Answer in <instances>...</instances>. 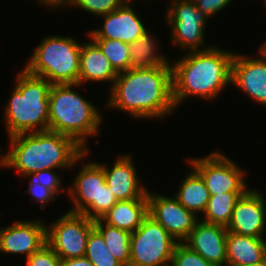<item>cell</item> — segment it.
Returning <instances> with one entry per match:
<instances>
[{
	"label": "cell",
	"mask_w": 266,
	"mask_h": 266,
	"mask_svg": "<svg viewBox=\"0 0 266 266\" xmlns=\"http://www.w3.org/2000/svg\"><path fill=\"white\" fill-rule=\"evenodd\" d=\"M107 107L125 111L135 119H162L174 113L173 66L131 68L118 73L109 87Z\"/></svg>",
	"instance_id": "obj_1"
},
{
	"label": "cell",
	"mask_w": 266,
	"mask_h": 266,
	"mask_svg": "<svg viewBox=\"0 0 266 266\" xmlns=\"http://www.w3.org/2000/svg\"><path fill=\"white\" fill-rule=\"evenodd\" d=\"M8 145L3 168L15 169L20 177L45 169H71L90 153L73 138L51 130L10 137Z\"/></svg>",
	"instance_id": "obj_2"
},
{
	"label": "cell",
	"mask_w": 266,
	"mask_h": 266,
	"mask_svg": "<svg viewBox=\"0 0 266 266\" xmlns=\"http://www.w3.org/2000/svg\"><path fill=\"white\" fill-rule=\"evenodd\" d=\"M235 52L218 45L204 51H191L171 62L173 66V100L176 108L188 97L216 100L231 85Z\"/></svg>",
	"instance_id": "obj_3"
},
{
	"label": "cell",
	"mask_w": 266,
	"mask_h": 266,
	"mask_svg": "<svg viewBox=\"0 0 266 266\" xmlns=\"http://www.w3.org/2000/svg\"><path fill=\"white\" fill-rule=\"evenodd\" d=\"M4 108L8 138L49 130V92L52 84L22 68Z\"/></svg>",
	"instance_id": "obj_4"
},
{
	"label": "cell",
	"mask_w": 266,
	"mask_h": 266,
	"mask_svg": "<svg viewBox=\"0 0 266 266\" xmlns=\"http://www.w3.org/2000/svg\"><path fill=\"white\" fill-rule=\"evenodd\" d=\"M81 86L79 83L51 86L48 106L49 130L73 138L88 150L87 139L89 136L98 135L103 115L91 101L76 92L75 88Z\"/></svg>",
	"instance_id": "obj_5"
},
{
	"label": "cell",
	"mask_w": 266,
	"mask_h": 266,
	"mask_svg": "<svg viewBox=\"0 0 266 266\" xmlns=\"http://www.w3.org/2000/svg\"><path fill=\"white\" fill-rule=\"evenodd\" d=\"M72 36H44L24 69L50 84H77L82 43Z\"/></svg>",
	"instance_id": "obj_6"
},
{
	"label": "cell",
	"mask_w": 266,
	"mask_h": 266,
	"mask_svg": "<svg viewBox=\"0 0 266 266\" xmlns=\"http://www.w3.org/2000/svg\"><path fill=\"white\" fill-rule=\"evenodd\" d=\"M67 188L72 200L70 212L83 214L92 220L100 219L117 202L114 193L106 185L103 167L99 162L85 163Z\"/></svg>",
	"instance_id": "obj_7"
},
{
	"label": "cell",
	"mask_w": 266,
	"mask_h": 266,
	"mask_svg": "<svg viewBox=\"0 0 266 266\" xmlns=\"http://www.w3.org/2000/svg\"><path fill=\"white\" fill-rule=\"evenodd\" d=\"M177 244L165 228L148 215L131 233L129 266H170Z\"/></svg>",
	"instance_id": "obj_8"
},
{
	"label": "cell",
	"mask_w": 266,
	"mask_h": 266,
	"mask_svg": "<svg viewBox=\"0 0 266 266\" xmlns=\"http://www.w3.org/2000/svg\"><path fill=\"white\" fill-rule=\"evenodd\" d=\"M165 22L170 27V42L187 52L204 51L214 45H205L207 17L191 0H171ZM205 45V46H204Z\"/></svg>",
	"instance_id": "obj_9"
},
{
	"label": "cell",
	"mask_w": 266,
	"mask_h": 266,
	"mask_svg": "<svg viewBox=\"0 0 266 266\" xmlns=\"http://www.w3.org/2000/svg\"><path fill=\"white\" fill-rule=\"evenodd\" d=\"M94 229V220L67 211L51 224L46 225V243L60 259L84 257L87 239Z\"/></svg>",
	"instance_id": "obj_10"
},
{
	"label": "cell",
	"mask_w": 266,
	"mask_h": 266,
	"mask_svg": "<svg viewBox=\"0 0 266 266\" xmlns=\"http://www.w3.org/2000/svg\"><path fill=\"white\" fill-rule=\"evenodd\" d=\"M187 160L204 180L210 196L226 192H246L249 189L244 180L246 171L219 151Z\"/></svg>",
	"instance_id": "obj_11"
},
{
	"label": "cell",
	"mask_w": 266,
	"mask_h": 266,
	"mask_svg": "<svg viewBox=\"0 0 266 266\" xmlns=\"http://www.w3.org/2000/svg\"><path fill=\"white\" fill-rule=\"evenodd\" d=\"M150 192L148 189V215L162 225L178 243H183L200 220L199 217L188 211L175 197Z\"/></svg>",
	"instance_id": "obj_12"
},
{
	"label": "cell",
	"mask_w": 266,
	"mask_h": 266,
	"mask_svg": "<svg viewBox=\"0 0 266 266\" xmlns=\"http://www.w3.org/2000/svg\"><path fill=\"white\" fill-rule=\"evenodd\" d=\"M258 57L234 54L231 85L236 86L252 101L266 106V53L260 47Z\"/></svg>",
	"instance_id": "obj_13"
},
{
	"label": "cell",
	"mask_w": 266,
	"mask_h": 266,
	"mask_svg": "<svg viewBox=\"0 0 266 266\" xmlns=\"http://www.w3.org/2000/svg\"><path fill=\"white\" fill-rule=\"evenodd\" d=\"M261 190L249 188L235 203L228 232L239 235L265 238L266 199ZM265 232V234H264Z\"/></svg>",
	"instance_id": "obj_14"
},
{
	"label": "cell",
	"mask_w": 266,
	"mask_h": 266,
	"mask_svg": "<svg viewBox=\"0 0 266 266\" xmlns=\"http://www.w3.org/2000/svg\"><path fill=\"white\" fill-rule=\"evenodd\" d=\"M135 0H127L122 6L102 17L101 28L88 31L90 39H112L126 43H133L148 30L141 21L139 15L131 3ZM131 4V5H130Z\"/></svg>",
	"instance_id": "obj_15"
},
{
	"label": "cell",
	"mask_w": 266,
	"mask_h": 266,
	"mask_svg": "<svg viewBox=\"0 0 266 266\" xmlns=\"http://www.w3.org/2000/svg\"><path fill=\"white\" fill-rule=\"evenodd\" d=\"M46 244V223L40 219L14 221L0 228V252L30 257Z\"/></svg>",
	"instance_id": "obj_16"
},
{
	"label": "cell",
	"mask_w": 266,
	"mask_h": 266,
	"mask_svg": "<svg viewBox=\"0 0 266 266\" xmlns=\"http://www.w3.org/2000/svg\"><path fill=\"white\" fill-rule=\"evenodd\" d=\"M131 154L119 155L114 165L99 163L104 170L106 185L114 193L117 201L147 198V187L139 181L138 171Z\"/></svg>",
	"instance_id": "obj_17"
},
{
	"label": "cell",
	"mask_w": 266,
	"mask_h": 266,
	"mask_svg": "<svg viewBox=\"0 0 266 266\" xmlns=\"http://www.w3.org/2000/svg\"><path fill=\"white\" fill-rule=\"evenodd\" d=\"M227 232L224 226L199 220L183 243L214 266H227Z\"/></svg>",
	"instance_id": "obj_18"
},
{
	"label": "cell",
	"mask_w": 266,
	"mask_h": 266,
	"mask_svg": "<svg viewBox=\"0 0 266 266\" xmlns=\"http://www.w3.org/2000/svg\"><path fill=\"white\" fill-rule=\"evenodd\" d=\"M118 73L112 67L108 58L99 46L91 39L82 42L80 51V71L78 83L84 85L89 82H110L112 87Z\"/></svg>",
	"instance_id": "obj_19"
},
{
	"label": "cell",
	"mask_w": 266,
	"mask_h": 266,
	"mask_svg": "<svg viewBox=\"0 0 266 266\" xmlns=\"http://www.w3.org/2000/svg\"><path fill=\"white\" fill-rule=\"evenodd\" d=\"M266 238L227 232V266L250 265L266 258Z\"/></svg>",
	"instance_id": "obj_20"
},
{
	"label": "cell",
	"mask_w": 266,
	"mask_h": 266,
	"mask_svg": "<svg viewBox=\"0 0 266 266\" xmlns=\"http://www.w3.org/2000/svg\"><path fill=\"white\" fill-rule=\"evenodd\" d=\"M148 216V199L117 201L100 219L113 227L134 232Z\"/></svg>",
	"instance_id": "obj_21"
},
{
	"label": "cell",
	"mask_w": 266,
	"mask_h": 266,
	"mask_svg": "<svg viewBox=\"0 0 266 266\" xmlns=\"http://www.w3.org/2000/svg\"><path fill=\"white\" fill-rule=\"evenodd\" d=\"M190 168L174 195L188 211L196 215L201 212L203 215L210 193L200 174L192 166Z\"/></svg>",
	"instance_id": "obj_22"
},
{
	"label": "cell",
	"mask_w": 266,
	"mask_h": 266,
	"mask_svg": "<svg viewBox=\"0 0 266 266\" xmlns=\"http://www.w3.org/2000/svg\"><path fill=\"white\" fill-rule=\"evenodd\" d=\"M151 33L148 30L136 41L129 44L131 68L164 67L171 63L165 54L159 53L158 40L154 33Z\"/></svg>",
	"instance_id": "obj_23"
},
{
	"label": "cell",
	"mask_w": 266,
	"mask_h": 266,
	"mask_svg": "<svg viewBox=\"0 0 266 266\" xmlns=\"http://www.w3.org/2000/svg\"><path fill=\"white\" fill-rule=\"evenodd\" d=\"M94 228L102 235L114 258L123 266H129L131 232L110 226L101 219L94 220Z\"/></svg>",
	"instance_id": "obj_24"
},
{
	"label": "cell",
	"mask_w": 266,
	"mask_h": 266,
	"mask_svg": "<svg viewBox=\"0 0 266 266\" xmlns=\"http://www.w3.org/2000/svg\"><path fill=\"white\" fill-rule=\"evenodd\" d=\"M244 193L245 192H226L211 195L201 220L227 227L235 203Z\"/></svg>",
	"instance_id": "obj_25"
},
{
	"label": "cell",
	"mask_w": 266,
	"mask_h": 266,
	"mask_svg": "<svg viewBox=\"0 0 266 266\" xmlns=\"http://www.w3.org/2000/svg\"><path fill=\"white\" fill-rule=\"evenodd\" d=\"M110 61L117 73L131 69L129 43L112 39H92Z\"/></svg>",
	"instance_id": "obj_26"
},
{
	"label": "cell",
	"mask_w": 266,
	"mask_h": 266,
	"mask_svg": "<svg viewBox=\"0 0 266 266\" xmlns=\"http://www.w3.org/2000/svg\"><path fill=\"white\" fill-rule=\"evenodd\" d=\"M85 257L94 266H123L114 258L102 235L95 228L88 236Z\"/></svg>",
	"instance_id": "obj_27"
},
{
	"label": "cell",
	"mask_w": 266,
	"mask_h": 266,
	"mask_svg": "<svg viewBox=\"0 0 266 266\" xmlns=\"http://www.w3.org/2000/svg\"><path fill=\"white\" fill-rule=\"evenodd\" d=\"M127 0H60L53 9L57 8H67L73 7L80 8L84 12L93 14L96 17L106 15L112 11H115L117 8L122 6Z\"/></svg>",
	"instance_id": "obj_28"
},
{
	"label": "cell",
	"mask_w": 266,
	"mask_h": 266,
	"mask_svg": "<svg viewBox=\"0 0 266 266\" xmlns=\"http://www.w3.org/2000/svg\"><path fill=\"white\" fill-rule=\"evenodd\" d=\"M170 266H214L200 254L191 250L186 244L178 243L175 246Z\"/></svg>",
	"instance_id": "obj_29"
},
{
	"label": "cell",
	"mask_w": 266,
	"mask_h": 266,
	"mask_svg": "<svg viewBox=\"0 0 266 266\" xmlns=\"http://www.w3.org/2000/svg\"><path fill=\"white\" fill-rule=\"evenodd\" d=\"M56 169H45L36 173H29L23 176V178L29 179V182H37L44 187L52 190L57 196L64 192L65 187L62 185L61 176L56 174Z\"/></svg>",
	"instance_id": "obj_30"
},
{
	"label": "cell",
	"mask_w": 266,
	"mask_h": 266,
	"mask_svg": "<svg viewBox=\"0 0 266 266\" xmlns=\"http://www.w3.org/2000/svg\"><path fill=\"white\" fill-rule=\"evenodd\" d=\"M25 262L26 266H61V259L47 243L26 258Z\"/></svg>",
	"instance_id": "obj_31"
},
{
	"label": "cell",
	"mask_w": 266,
	"mask_h": 266,
	"mask_svg": "<svg viewBox=\"0 0 266 266\" xmlns=\"http://www.w3.org/2000/svg\"><path fill=\"white\" fill-rule=\"evenodd\" d=\"M26 193L35 200L36 203H40V208L44 207L50 203V201H55L58 196L50 189L44 187L42 184L37 182H29V186L26 189Z\"/></svg>",
	"instance_id": "obj_32"
},
{
	"label": "cell",
	"mask_w": 266,
	"mask_h": 266,
	"mask_svg": "<svg viewBox=\"0 0 266 266\" xmlns=\"http://www.w3.org/2000/svg\"><path fill=\"white\" fill-rule=\"evenodd\" d=\"M194 5L199 9L209 20L210 17L218 15L227 8L233 0H191ZM217 13V14H216ZM214 15V16H213Z\"/></svg>",
	"instance_id": "obj_33"
},
{
	"label": "cell",
	"mask_w": 266,
	"mask_h": 266,
	"mask_svg": "<svg viewBox=\"0 0 266 266\" xmlns=\"http://www.w3.org/2000/svg\"><path fill=\"white\" fill-rule=\"evenodd\" d=\"M61 266H94L88 258L84 257H76V258H68L61 259Z\"/></svg>",
	"instance_id": "obj_34"
},
{
	"label": "cell",
	"mask_w": 266,
	"mask_h": 266,
	"mask_svg": "<svg viewBox=\"0 0 266 266\" xmlns=\"http://www.w3.org/2000/svg\"><path fill=\"white\" fill-rule=\"evenodd\" d=\"M37 3L39 2L43 6L45 5L46 7H51L53 8L60 0H36Z\"/></svg>",
	"instance_id": "obj_35"
},
{
	"label": "cell",
	"mask_w": 266,
	"mask_h": 266,
	"mask_svg": "<svg viewBox=\"0 0 266 266\" xmlns=\"http://www.w3.org/2000/svg\"><path fill=\"white\" fill-rule=\"evenodd\" d=\"M238 266H266V258L261 262H257V263L250 264V265H238Z\"/></svg>",
	"instance_id": "obj_36"
},
{
	"label": "cell",
	"mask_w": 266,
	"mask_h": 266,
	"mask_svg": "<svg viewBox=\"0 0 266 266\" xmlns=\"http://www.w3.org/2000/svg\"><path fill=\"white\" fill-rule=\"evenodd\" d=\"M1 149L2 148L0 147V151H2ZM0 166L3 167V154L1 155V153H0Z\"/></svg>",
	"instance_id": "obj_37"
},
{
	"label": "cell",
	"mask_w": 266,
	"mask_h": 266,
	"mask_svg": "<svg viewBox=\"0 0 266 266\" xmlns=\"http://www.w3.org/2000/svg\"><path fill=\"white\" fill-rule=\"evenodd\" d=\"M259 47H261L264 50V52L266 53V42H263V44L260 45Z\"/></svg>",
	"instance_id": "obj_38"
}]
</instances>
